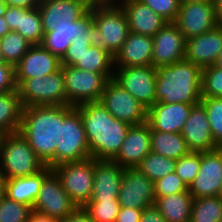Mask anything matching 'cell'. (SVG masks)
Listing matches in <instances>:
<instances>
[{"instance_id": "cell-40", "label": "cell", "mask_w": 222, "mask_h": 222, "mask_svg": "<svg viewBox=\"0 0 222 222\" xmlns=\"http://www.w3.org/2000/svg\"><path fill=\"white\" fill-rule=\"evenodd\" d=\"M201 97H222V69L214 65L202 69Z\"/></svg>"}, {"instance_id": "cell-56", "label": "cell", "mask_w": 222, "mask_h": 222, "mask_svg": "<svg viewBox=\"0 0 222 222\" xmlns=\"http://www.w3.org/2000/svg\"><path fill=\"white\" fill-rule=\"evenodd\" d=\"M6 7L4 0H0V17L4 16Z\"/></svg>"}, {"instance_id": "cell-52", "label": "cell", "mask_w": 222, "mask_h": 222, "mask_svg": "<svg viewBox=\"0 0 222 222\" xmlns=\"http://www.w3.org/2000/svg\"><path fill=\"white\" fill-rule=\"evenodd\" d=\"M216 8V24L222 27V5H215Z\"/></svg>"}, {"instance_id": "cell-31", "label": "cell", "mask_w": 222, "mask_h": 222, "mask_svg": "<svg viewBox=\"0 0 222 222\" xmlns=\"http://www.w3.org/2000/svg\"><path fill=\"white\" fill-rule=\"evenodd\" d=\"M23 106L18 90L0 93V132H18L22 119Z\"/></svg>"}, {"instance_id": "cell-53", "label": "cell", "mask_w": 222, "mask_h": 222, "mask_svg": "<svg viewBox=\"0 0 222 222\" xmlns=\"http://www.w3.org/2000/svg\"><path fill=\"white\" fill-rule=\"evenodd\" d=\"M4 183H5V178L3 175V170L0 166V197L4 194Z\"/></svg>"}, {"instance_id": "cell-28", "label": "cell", "mask_w": 222, "mask_h": 222, "mask_svg": "<svg viewBox=\"0 0 222 222\" xmlns=\"http://www.w3.org/2000/svg\"><path fill=\"white\" fill-rule=\"evenodd\" d=\"M52 172V168L45 166L34 175L5 179L4 195L16 202L33 208L44 179Z\"/></svg>"}, {"instance_id": "cell-46", "label": "cell", "mask_w": 222, "mask_h": 222, "mask_svg": "<svg viewBox=\"0 0 222 222\" xmlns=\"http://www.w3.org/2000/svg\"><path fill=\"white\" fill-rule=\"evenodd\" d=\"M140 222H166L155 205L146 207L142 211Z\"/></svg>"}, {"instance_id": "cell-24", "label": "cell", "mask_w": 222, "mask_h": 222, "mask_svg": "<svg viewBox=\"0 0 222 222\" xmlns=\"http://www.w3.org/2000/svg\"><path fill=\"white\" fill-rule=\"evenodd\" d=\"M92 20V5L90 11L76 21H63L56 24L53 30L45 32L42 45L60 59L66 54L71 42L84 36L85 26Z\"/></svg>"}, {"instance_id": "cell-45", "label": "cell", "mask_w": 222, "mask_h": 222, "mask_svg": "<svg viewBox=\"0 0 222 222\" xmlns=\"http://www.w3.org/2000/svg\"><path fill=\"white\" fill-rule=\"evenodd\" d=\"M143 209L120 207L116 222H140Z\"/></svg>"}, {"instance_id": "cell-2", "label": "cell", "mask_w": 222, "mask_h": 222, "mask_svg": "<svg viewBox=\"0 0 222 222\" xmlns=\"http://www.w3.org/2000/svg\"><path fill=\"white\" fill-rule=\"evenodd\" d=\"M19 132L45 166H56L60 106L24 107Z\"/></svg>"}, {"instance_id": "cell-22", "label": "cell", "mask_w": 222, "mask_h": 222, "mask_svg": "<svg viewBox=\"0 0 222 222\" xmlns=\"http://www.w3.org/2000/svg\"><path fill=\"white\" fill-rule=\"evenodd\" d=\"M124 168L113 160L94 159L93 191L89 201L118 200Z\"/></svg>"}, {"instance_id": "cell-54", "label": "cell", "mask_w": 222, "mask_h": 222, "mask_svg": "<svg viewBox=\"0 0 222 222\" xmlns=\"http://www.w3.org/2000/svg\"><path fill=\"white\" fill-rule=\"evenodd\" d=\"M214 66L219 68V69H222V49L219 53L218 58L216 59V62L214 63Z\"/></svg>"}, {"instance_id": "cell-57", "label": "cell", "mask_w": 222, "mask_h": 222, "mask_svg": "<svg viewBox=\"0 0 222 222\" xmlns=\"http://www.w3.org/2000/svg\"><path fill=\"white\" fill-rule=\"evenodd\" d=\"M4 136H5V134L0 132V150H1V145H2V142H3Z\"/></svg>"}, {"instance_id": "cell-50", "label": "cell", "mask_w": 222, "mask_h": 222, "mask_svg": "<svg viewBox=\"0 0 222 222\" xmlns=\"http://www.w3.org/2000/svg\"><path fill=\"white\" fill-rule=\"evenodd\" d=\"M8 32H10V29L6 23L5 17L2 16L0 17V38L4 37Z\"/></svg>"}, {"instance_id": "cell-21", "label": "cell", "mask_w": 222, "mask_h": 222, "mask_svg": "<svg viewBox=\"0 0 222 222\" xmlns=\"http://www.w3.org/2000/svg\"><path fill=\"white\" fill-rule=\"evenodd\" d=\"M221 49L222 27L216 26L202 35L186 39L184 60L203 69L214 65Z\"/></svg>"}, {"instance_id": "cell-10", "label": "cell", "mask_w": 222, "mask_h": 222, "mask_svg": "<svg viewBox=\"0 0 222 222\" xmlns=\"http://www.w3.org/2000/svg\"><path fill=\"white\" fill-rule=\"evenodd\" d=\"M99 102L119 121L129 125L147 122L148 109L114 79L105 85Z\"/></svg>"}, {"instance_id": "cell-29", "label": "cell", "mask_w": 222, "mask_h": 222, "mask_svg": "<svg viewBox=\"0 0 222 222\" xmlns=\"http://www.w3.org/2000/svg\"><path fill=\"white\" fill-rule=\"evenodd\" d=\"M192 202V195L186 191L159 197L154 205L166 222H189Z\"/></svg>"}, {"instance_id": "cell-34", "label": "cell", "mask_w": 222, "mask_h": 222, "mask_svg": "<svg viewBox=\"0 0 222 222\" xmlns=\"http://www.w3.org/2000/svg\"><path fill=\"white\" fill-rule=\"evenodd\" d=\"M176 162L177 160L175 159L161 156L151 151L142 159L137 169L155 182L167 174L175 172Z\"/></svg>"}, {"instance_id": "cell-33", "label": "cell", "mask_w": 222, "mask_h": 222, "mask_svg": "<svg viewBox=\"0 0 222 222\" xmlns=\"http://www.w3.org/2000/svg\"><path fill=\"white\" fill-rule=\"evenodd\" d=\"M222 198L220 196L193 199L189 222H220Z\"/></svg>"}, {"instance_id": "cell-44", "label": "cell", "mask_w": 222, "mask_h": 222, "mask_svg": "<svg viewBox=\"0 0 222 222\" xmlns=\"http://www.w3.org/2000/svg\"><path fill=\"white\" fill-rule=\"evenodd\" d=\"M17 89L15 82V67L8 63L0 64V93Z\"/></svg>"}, {"instance_id": "cell-11", "label": "cell", "mask_w": 222, "mask_h": 222, "mask_svg": "<svg viewBox=\"0 0 222 222\" xmlns=\"http://www.w3.org/2000/svg\"><path fill=\"white\" fill-rule=\"evenodd\" d=\"M113 79L147 109L156 102V68L152 65L115 68Z\"/></svg>"}, {"instance_id": "cell-15", "label": "cell", "mask_w": 222, "mask_h": 222, "mask_svg": "<svg viewBox=\"0 0 222 222\" xmlns=\"http://www.w3.org/2000/svg\"><path fill=\"white\" fill-rule=\"evenodd\" d=\"M175 23L185 39L202 35L217 26L215 5L213 2L180 3Z\"/></svg>"}, {"instance_id": "cell-9", "label": "cell", "mask_w": 222, "mask_h": 222, "mask_svg": "<svg viewBox=\"0 0 222 222\" xmlns=\"http://www.w3.org/2000/svg\"><path fill=\"white\" fill-rule=\"evenodd\" d=\"M52 171L78 207L89 202L93 191L94 158L62 163L53 167Z\"/></svg>"}, {"instance_id": "cell-49", "label": "cell", "mask_w": 222, "mask_h": 222, "mask_svg": "<svg viewBox=\"0 0 222 222\" xmlns=\"http://www.w3.org/2000/svg\"><path fill=\"white\" fill-rule=\"evenodd\" d=\"M28 222H60V220L32 210Z\"/></svg>"}, {"instance_id": "cell-7", "label": "cell", "mask_w": 222, "mask_h": 222, "mask_svg": "<svg viewBox=\"0 0 222 222\" xmlns=\"http://www.w3.org/2000/svg\"><path fill=\"white\" fill-rule=\"evenodd\" d=\"M15 82L23 108L30 106L67 105L62 68L46 76Z\"/></svg>"}, {"instance_id": "cell-5", "label": "cell", "mask_w": 222, "mask_h": 222, "mask_svg": "<svg viewBox=\"0 0 222 222\" xmlns=\"http://www.w3.org/2000/svg\"><path fill=\"white\" fill-rule=\"evenodd\" d=\"M91 158L80 111L72 105L60 106V133L56 146V165Z\"/></svg>"}, {"instance_id": "cell-51", "label": "cell", "mask_w": 222, "mask_h": 222, "mask_svg": "<svg viewBox=\"0 0 222 222\" xmlns=\"http://www.w3.org/2000/svg\"><path fill=\"white\" fill-rule=\"evenodd\" d=\"M124 0H89L91 5L120 4Z\"/></svg>"}, {"instance_id": "cell-41", "label": "cell", "mask_w": 222, "mask_h": 222, "mask_svg": "<svg viewBox=\"0 0 222 222\" xmlns=\"http://www.w3.org/2000/svg\"><path fill=\"white\" fill-rule=\"evenodd\" d=\"M91 21L85 26L84 36L76 37L61 59V65L74 66L81 54L91 46Z\"/></svg>"}, {"instance_id": "cell-4", "label": "cell", "mask_w": 222, "mask_h": 222, "mask_svg": "<svg viewBox=\"0 0 222 222\" xmlns=\"http://www.w3.org/2000/svg\"><path fill=\"white\" fill-rule=\"evenodd\" d=\"M129 33L126 15L119 4L92 5L91 46L102 47L115 56Z\"/></svg>"}, {"instance_id": "cell-20", "label": "cell", "mask_w": 222, "mask_h": 222, "mask_svg": "<svg viewBox=\"0 0 222 222\" xmlns=\"http://www.w3.org/2000/svg\"><path fill=\"white\" fill-rule=\"evenodd\" d=\"M151 152L150 125L148 122L130 125L121 149L114 162L123 168L137 167L142 159Z\"/></svg>"}, {"instance_id": "cell-59", "label": "cell", "mask_w": 222, "mask_h": 222, "mask_svg": "<svg viewBox=\"0 0 222 222\" xmlns=\"http://www.w3.org/2000/svg\"><path fill=\"white\" fill-rule=\"evenodd\" d=\"M4 63V60H3V57H2V54H1V50H0V64Z\"/></svg>"}, {"instance_id": "cell-17", "label": "cell", "mask_w": 222, "mask_h": 222, "mask_svg": "<svg viewBox=\"0 0 222 222\" xmlns=\"http://www.w3.org/2000/svg\"><path fill=\"white\" fill-rule=\"evenodd\" d=\"M91 8L89 0H41L38 10L44 33L54 29L63 21L83 18Z\"/></svg>"}, {"instance_id": "cell-60", "label": "cell", "mask_w": 222, "mask_h": 222, "mask_svg": "<svg viewBox=\"0 0 222 222\" xmlns=\"http://www.w3.org/2000/svg\"><path fill=\"white\" fill-rule=\"evenodd\" d=\"M219 196L222 198V186H221V190H220Z\"/></svg>"}, {"instance_id": "cell-6", "label": "cell", "mask_w": 222, "mask_h": 222, "mask_svg": "<svg viewBox=\"0 0 222 222\" xmlns=\"http://www.w3.org/2000/svg\"><path fill=\"white\" fill-rule=\"evenodd\" d=\"M0 166L5 179L34 175L45 165L20 134H5L0 150Z\"/></svg>"}, {"instance_id": "cell-37", "label": "cell", "mask_w": 222, "mask_h": 222, "mask_svg": "<svg viewBox=\"0 0 222 222\" xmlns=\"http://www.w3.org/2000/svg\"><path fill=\"white\" fill-rule=\"evenodd\" d=\"M83 208L94 222H116L120 204L118 200L89 201Z\"/></svg>"}, {"instance_id": "cell-43", "label": "cell", "mask_w": 222, "mask_h": 222, "mask_svg": "<svg viewBox=\"0 0 222 222\" xmlns=\"http://www.w3.org/2000/svg\"><path fill=\"white\" fill-rule=\"evenodd\" d=\"M162 16L168 22H175L180 8V0H139Z\"/></svg>"}, {"instance_id": "cell-42", "label": "cell", "mask_w": 222, "mask_h": 222, "mask_svg": "<svg viewBox=\"0 0 222 222\" xmlns=\"http://www.w3.org/2000/svg\"><path fill=\"white\" fill-rule=\"evenodd\" d=\"M155 200L162 196L188 191L186 183L172 172L154 182Z\"/></svg>"}, {"instance_id": "cell-55", "label": "cell", "mask_w": 222, "mask_h": 222, "mask_svg": "<svg viewBox=\"0 0 222 222\" xmlns=\"http://www.w3.org/2000/svg\"><path fill=\"white\" fill-rule=\"evenodd\" d=\"M202 2H213V0H180V3H202Z\"/></svg>"}, {"instance_id": "cell-32", "label": "cell", "mask_w": 222, "mask_h": 222, "mask_svg": "<svg viewBox=\"0 0 222 222\" xmlns=\"http://www.w3.org/2000/svg\"><path fill=\"white\" fill-rule=\"evenodd\" d=\"M74 67L94 73H114V56L102 47L90 46Z\"/></svg>"}, {"instance_id": "cell-26", "label": "cell", "mask_w": 222, "mask_h": 222, "mask_svg": "<svg viewBox=\"0 0 222 222\" xmlns=\"http://www.w3.org/2000/svg\"><path fill=\"white\" fill-rule=\"evenodd\" d=\"M126 15L130 32L153 37L168 21L139 0L119 4Z\"/></svg>"}, {"instance_id": "cell-23", "label": "cell", "mask_w": 222, "mask_h": 222, "mask_svg": "<svg viewBox=\"0 0 222 222\" xmlns=\"http://www.w3.org/2000/svg\"><path fill=\"white\" fill-rule=\"evenodd\" d=\"M196 104L155 102L147 112V122L153 130L181 133L191 108Z\"/></svg>"}, {"instance_id": "cell-48", "label": "cell", "mask_w": 222, "mask_h": 222, "mask_svg": "<svg viewBox=\"0 0 222 222\" xmlns=\"http://www.w3.org/2000/svg\"><path fill=\"white\" fill-rule=\"evenodd\" d=\"M41 0H4L7 6L22 7L26 9L38 8Z\"/></svg>"}, {"instance_id": "cell-3", "label": "cell", "mask_w": 222, "mask_h": 222, "mask_svg": "<svg viewBox=\"0 0 222 222\" xmlns=\"http://www.w3.org/2000/svg\"><path fill=\"white\" fill-rule=\"evenodd\" d=\"M202 69L181 60L156 68V102L198 104L201 101Z\"/></svg>"}, {"instance_id": "cell-8", "label": "cell", "mask_w": 222, "mask_h": 222, "mask_svg": "<svg viewBox=\"0 0 222 222\" xmlns=\"http://www.w3.org/2000/svg\"><path fill=\"white\" fill-rule=\"evenodd\" d=\"M61 68L65 80L67 105L72 106L99 102L105 85L114 77V73H94L69 65H62Z\"/></svg>"}, {"instance_id": "cell-14", "label": "cell", "mask_w": 222, "mask_h": 222, "mask_svg": "<svg viewBox=\"0 0 222 222\" xmlns=\"http://www.w3.org/2000/svg\"><path fill=\"white\" fill-rule=\"evenodd\" d=\"M222 186V148L201 152V164L188 191L193 199L219 196Z\"/></svg>"}, {"instance_id": "cell-25", "label": "cell", "mask_w": 222, "mask_h": 222, "mask_svg": "<svg viewBox=\"0 0 222 222\" xmlns=\"http://www.w3.org/2000/svg\"><path fill=\"white\" fill-rule=\"evenodd\" d=\"M153 38L130 32L114 56V68L152 65Z\"/></svg>"}, {"instance_id": "cell-58", "label": "cell", "mask_w": 222, "mask_h": 222, "mask_svg": "<svg viewBox=\"0 0 222 222\" xmlns=\"http://www.w3.org/2000/svg\"><path fill=\"white\" fill-rule=\"evenodd\" d=\"M214 5H222V0H213Z\"/></svg>"}, {"instance_id": "cell-18", "label": "cell", "mask_w": 222, "mask_h": 222, "mask_svg": "<svg viewBox=\"0 0 222 222\" xmlns=\"http://www.w3.org/2000/svg\"><path fill=\"white\" fill-rule=\"evenodd\" d=\"M61 66V59L42 44L31 45L15 66V81L46 76L58 71Z\"/></svg>"}, {"instance_id": "cell-30", "label": "cell", "mask_w": 222, "mask_h": 222, "mask_svg": "<svg viewBox=\"0 0 222 222\" xmlns=\"http://www.w3.org/2000/svg\"><path fill=\"white\" fill-rule=\"evenodd\" d=\"M151 151L161 156L178 160L190 150L181 133H170L153 130L150 127Z\"/></svg>"}, {"instance_id": "cell-38", "label": "cell", "mask_w": 222, "mask_h": 222, "mask_svg": "<svg viewBox=\"0 0 222 222\" xmlns=\"http://www.w3.org/2000/svg\"><path fill=\"white\" fill-rule=\"evenodd\" d=\"M31 211L30 206L9 199L4 194L0 197V222H28Z\"/></svg>"}, {"instance_id": "cell-16", "label": "cell", "mask_w": 222, "mask_h": 222, "mask_svg": "<svg viewBox=\"0 0 222 222\" xmlns=\"http://www.w3.org/2000/svg\"><path fill=\"white\" fill-rule=\"evenodd\" d=\"M152 38L154 68L184 60L186 39L175 22H167Z\"/></svg>"}, {"instance_id": "cell-47", "label": "cell", "mask_w": 222, "mask_h": 222, "mask_svg": "<svg viewBox=\"0 0 222 222\" xmlns=\"http://www.w3.org/2000/svg\"><path fill=\"white\" fill-rule=\"evenodd\" d=\"M60 222H94L83 207H78L72 214Z\"/></svg>"}, {"instance_id": "cell-27", "label": "cell", "mask_w": 222, "mask_h": 222, "mask_svg": "<svg viewBox=\"0 0 222 222\" xmlns=\"http://www.w3.org/2000/svg\"><path fill=\"white\" fill-rule=\"evenodd\" d=\"M4 17L10 31H17L32 45L42 43L44 30L38 8L7 6Z\"/></svg>"}, {"instance_id": "cell-13", "label": "cell", "mask_w": 222, "mask_h": 222, "mask_svg": "<svg viewBox=\"0 0 222 222\" xmlns=\"http://www.w3.org/2000/svg\"><path fill=\"white\" fill-rule=\"evenodd\" d=\"M120 207L144 209L155 203L154 182L137 167L124 168L118 196Z\"/></svg>"}, {"instance_id": "cell-35", "label": "cell", "mask_w": 222, "mask_h": 222, "mask_svg": "<svg viewBox=\"0 0 222 222\" xmlns=\"http://www.w3.org/2000/svg\"><path fill=\"white\" fill-rule=\"evenodd\" d=\"M31 43L17 31H10L0 38V50L5 63L14 67L31 47Z\"/></svg>"}, {"instance_id": "cell-12", "label": "cell", "mask_w": 222, "mask_h": 222, "mask_svg": "<svg viewBox=\"0 0 222 222\" xmlns=\"http://www.w3.org/2000/svg\"><path fill=\"white\" fill-rule=\"evenodd\" d=\"M78 206L63 189L59 178L52 171L43 181L32 210L62 220Z\"/></svg>"}, {"instance_id": "cell-36", "label": "cell", "mask_w": 222, "mask_h": 222, "mask_svg": "<svg viewBox=\"0 0 222 222\" xmlns=\"http://www.w3.org/2000/svg\"><path fill=\"white\" fill-rule=\"evenodd\" d=\"M215 144L222 148V97H202Z\"/></svg>"}, {"instance_id": "cell-1", "label": "cell", "mask_w": 222, "mask_h": 222, "mask_svg": "<svg viewBox=\"0 0 222 222\" xmlns=\"http://www.w3.org/2000/svg\"><path fill=\"white\" fill-rule=\"evenodd\" d=\"M75 107L80 111L91 158L113 160L130 125L113 117L100 102H86Z\"/></svg>"}, {"instance_id": "cell-39", "label": "cell", "mask_w": 222, "mask_h": 222, "mask_svg": "<svg viewBox=\"0 0 222 222\" xmlns=\"http://www.w3.org/2000/svg\"><path fill=\"white\" fill-rule=\"evenodd\" d=\"M200 164L201 152L190 151L177 160L175 172L189 187L199 172Z\"/></svg>"}, {"instance_id": "cell-19", "label": "cell", "mask_w": 222, "mask_h": 222, "mask_svg": "<svg viewBox=\"0 0 222 222\" xmlns=\"http://www.w3.org/2000/svg\"><path fill=\"white\" fill-rule=\"evenodd\" d=\"M181 135L186 141L187 147L193 152H206L218 149L211 133L209 120L205 107L198 103L191 108Z\"/></svg>"}]
</instances>
